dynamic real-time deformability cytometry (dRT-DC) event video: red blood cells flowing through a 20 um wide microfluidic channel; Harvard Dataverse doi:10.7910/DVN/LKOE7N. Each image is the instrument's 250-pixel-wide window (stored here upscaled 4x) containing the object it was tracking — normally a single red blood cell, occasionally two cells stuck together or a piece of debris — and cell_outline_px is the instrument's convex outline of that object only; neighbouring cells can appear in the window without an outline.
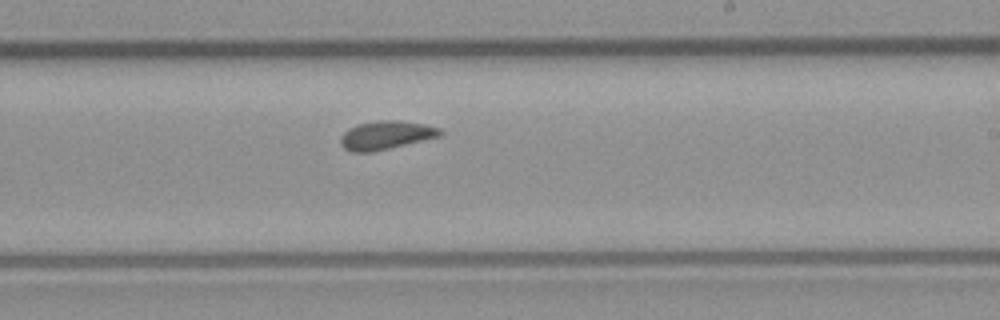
{"species": "common noctule bat (a hibernating species)", "species_latin": "Nyctalus noctula", "temperature_condition": "room temperature", "stored_images_in_passage": 10, "segment_of_instrument_passage": [1, 2], "camera_frame_rate_fps": 3000, "um_per_image_px": 0.085, "animal": {"sex": "male", "body_mass_g": 23.1, "forearm_length_mm": 52.7}, "frame": {"image": 1, "passage_image": 9, "time_ms": 10.0, "image_size_px": [1000, 320], "cell_outline_px": [[444, 132], [440, 136], [372, 152], [352, 152], [344, 148], [340, 144], [340, 136], [348, 128], [356, 124], [376, 120], [400, 120], [424, 124], [440, 128]], "centroid_in_image_um": [32.77, 11.47], "position_along_channel_um": 256.2, "area_um2": 16.65}}